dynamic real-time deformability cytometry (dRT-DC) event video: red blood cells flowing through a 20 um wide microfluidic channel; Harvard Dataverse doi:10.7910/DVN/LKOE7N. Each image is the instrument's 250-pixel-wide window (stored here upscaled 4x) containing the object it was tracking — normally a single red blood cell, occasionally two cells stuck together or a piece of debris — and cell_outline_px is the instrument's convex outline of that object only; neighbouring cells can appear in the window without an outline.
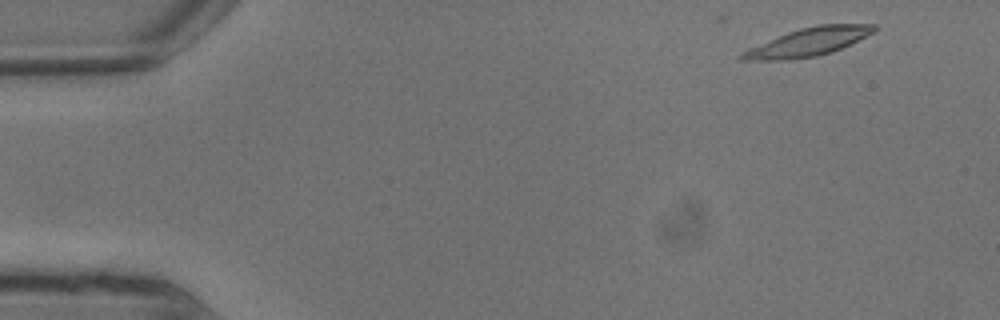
{"species": "common noctule bat (a hibernating species)", "species_latin": "Nyctalus noctula", "temperature_condition": "warm", "stored_images_in_passage": 5, "camera_frame_rate_fps": 3000, "um_per_image_px": 0.085, "animal": {"sex": "male", "body_mass_g": 13.3}, "frame": {"image": 1, "passage_image": 1, "time_ms": 0.0, "image_size_px": [1000, 320], "cell_outline_px": [[880, 28], [876, 32], [832, 52], [816, 56], [792, 60], [740, 60], [740, 56], [748, 48], [788, 32], [800, 28], [820, 24], [876, 24]], "centroid_in_image_um": [68.77, 3.56], "position_along_channel_um": 16.2, "area_um2": 21.68}}
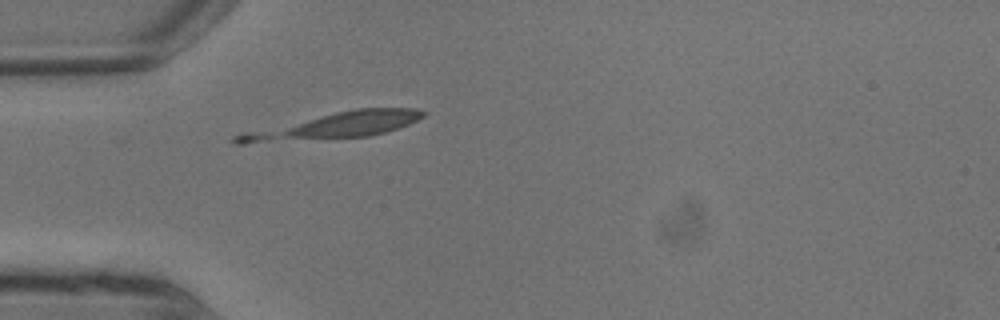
{"frame": {"image": 2, "passage_image": 5, "time_ms": 1.333, "image_size_px": [1000, 320], "cell_outline_px": [[428, 112], [424, 116], [408, 124], [384, 132], [368, 136], [244, 144], [236, 144], [228, 140], [232, 136], [244, 132], [336, 112], [356, 108], [416, 108]], "centroid_in_image_um": [28.37, 10.69], "position_along_channel_um": 56.6, "area_um2": 27.86}}